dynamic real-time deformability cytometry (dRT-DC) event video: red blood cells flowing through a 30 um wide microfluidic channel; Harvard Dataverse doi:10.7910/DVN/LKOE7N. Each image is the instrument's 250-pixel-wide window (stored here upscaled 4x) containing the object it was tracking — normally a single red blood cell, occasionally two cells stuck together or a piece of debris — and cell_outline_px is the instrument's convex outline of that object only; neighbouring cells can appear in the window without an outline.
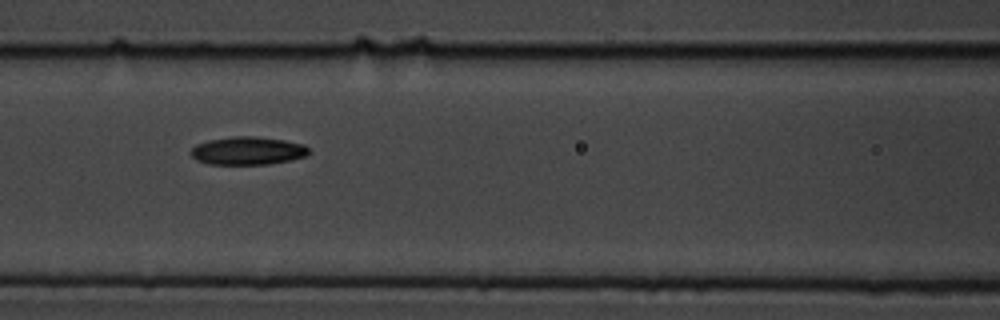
{"species": "common noctule bat (a hibernating species)", "species_latin": "Nyctalus noctula", "temperature_condition": "cold", "stored_images_in_passage": 15, "camera_frame_rate_fps": 3000, "um_per_image_px": 0.085, "animal": {"sex": "male", "body_mass_g": 19.5, "forearm_length_mm": 54.6}, "frame": {"image": 1, "passage_image": 7, "time_ms": 2.0, "image_size_px": [1000, 320], "cell_outline_px": [[308, 152], [304, 156], [292, 160], [268, 164], [208, 164], [196, 160], [188, 152], [196, 144], [208, 140], [232, 136], [256, 136], [284, 140], [304, 144], [308, 148]], "centroid_in_image_um": [21.01, 12.81], "position_along_channel_um": 145.6, "area_um2": 19.36}}
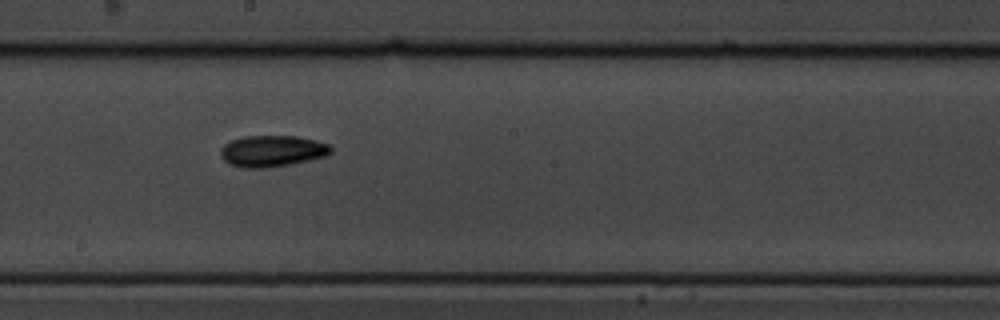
{"frame": {"image": 2, "passage_image": 9, "time_ms": 2.667, "image_size_px": [1000, 320], "cell_outline_px": [[332, 152], [324, 156], [308, 160], [288, 164], [264, 168], [244, 168], [228, 164], [220, 156], [220, 148], [224, 144], [232, 140], [244, 136], [296, 136], [316, 140], [328, 144], [332, 148]], "centroid_in_image_um": [23.09, 12.83], "position_along_channel_um": 225.1, "area_um2": 20.11}}
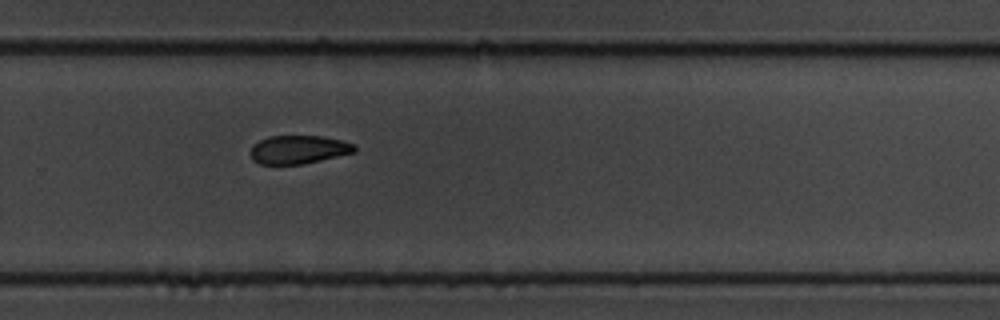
{"frame": {"image": 3, "passage_image": 11, "time_ms": 3.333, "image_size_px": [1000, 320], "cell_outline_px": [[356, 152], [320, 160], [300, 164], [260, 164], [252, 160], [252, 144], [268, 136], [320, 136], [340, 140], [356, 144]], "centroid_in_image_um": [25.38, 12.71], "position_along_channel_um": 304.4, "area_um2": 17.11}}